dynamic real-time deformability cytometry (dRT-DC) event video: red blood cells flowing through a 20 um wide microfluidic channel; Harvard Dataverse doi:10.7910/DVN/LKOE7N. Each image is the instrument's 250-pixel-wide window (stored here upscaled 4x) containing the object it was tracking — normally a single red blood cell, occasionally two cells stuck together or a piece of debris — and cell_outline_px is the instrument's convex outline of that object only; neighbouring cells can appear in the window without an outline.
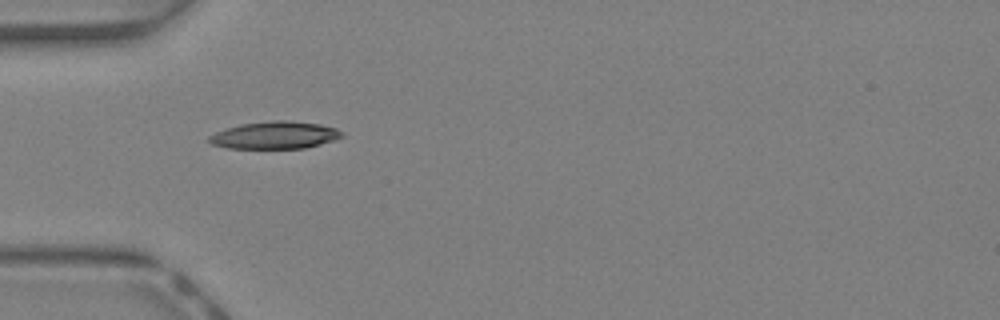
{"species": "Egyptian fruit bat (a non-hibernating species)", "species_latin": "Rousettus aegyptiacus", "temperature_condition": "warm", "stored_images_in_passage": 31, "camera_frame_rate_fps": 3000, "um_per_image_px": 0.085, "animal": {"sex": "female"}, "frame": {"image": 1, "passage_image": 1, "time_ms": 0.0, "image_size_px": [1000, 320], "cell_outline_px": [[344, 136], [320, 144], [304, 148], [228, 148], [212, 144], [208, 140], [208, 136], [224, 128], [240, 124], [272, 120], [284, 120], [320, 124], [336, 128], [344, 132]], "centroid_in_image_um": [23.35, 11.48], "position_along_channel_um": 61.7, "area_um2": 21.15}}
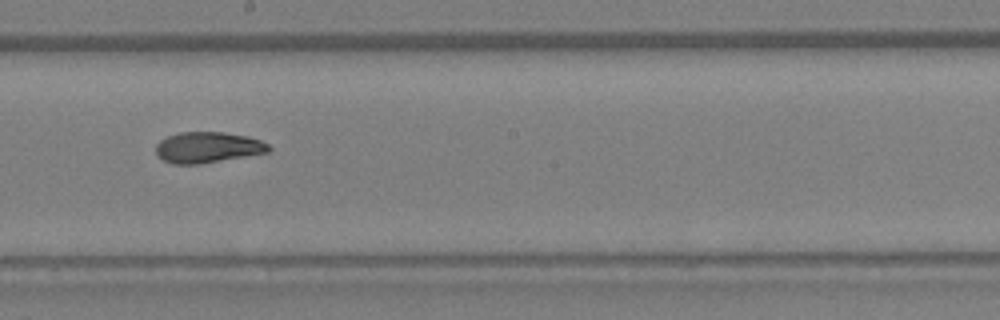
{"frame": {"image": 2, "passage_image": 12, "time_ms": 3.667, "image_size_px": [1000, 320], "cell_outline_px": [[272, 148], [268, 152], [196, 164], [172, 164], [164, 160], [156, 152], [156, 144], [160, 140], [168, 136], [180, 132], [224, 132], [248, 136], [260, 140], [268, 144]], "centroid_in_image_um": [17.65, 12.51], "position_along_channel_um": 230.5, "area_um2": 20.06}}
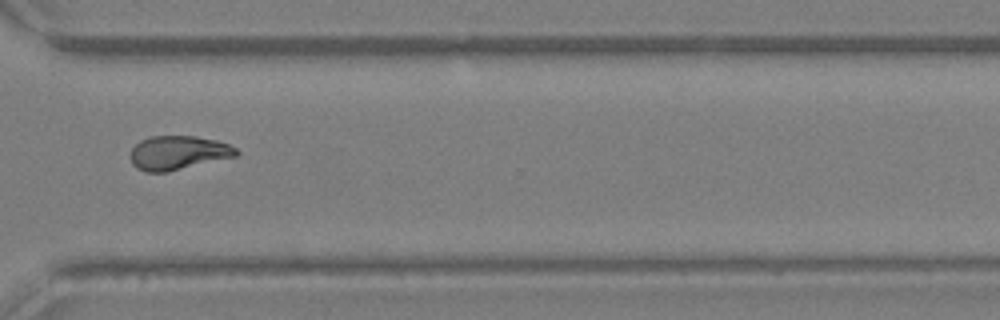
{"frame": {"image": 3, "passage_image": 20, "time_ms": 6.333, "image_size_px": [1000, 320], "cell_outline_px": [[240, 152], [236, 156], [168, 172], [144, 172], [136, 168], [132, 164], [132, 148], [140, 140], [152, 136], [196, 136], [216, 140], [228, 144], [236, 148]], "centroid_in_image_um": [15.15, 12.99], "position_along_channel_um": 355.5, "area_um2": 20.92}, "authors_computed_cell_mechanics": {"area_um2": 20.808, "velocity_mm_per_s": 4.6794, "shape_relaxation_time_tau1_ms": 4.3484, "shape_relaxation_time_tau2_ms": 2.2994, "deformation_change_tau1": 0.1937, "deformation_change_tau2": 0.0953}}